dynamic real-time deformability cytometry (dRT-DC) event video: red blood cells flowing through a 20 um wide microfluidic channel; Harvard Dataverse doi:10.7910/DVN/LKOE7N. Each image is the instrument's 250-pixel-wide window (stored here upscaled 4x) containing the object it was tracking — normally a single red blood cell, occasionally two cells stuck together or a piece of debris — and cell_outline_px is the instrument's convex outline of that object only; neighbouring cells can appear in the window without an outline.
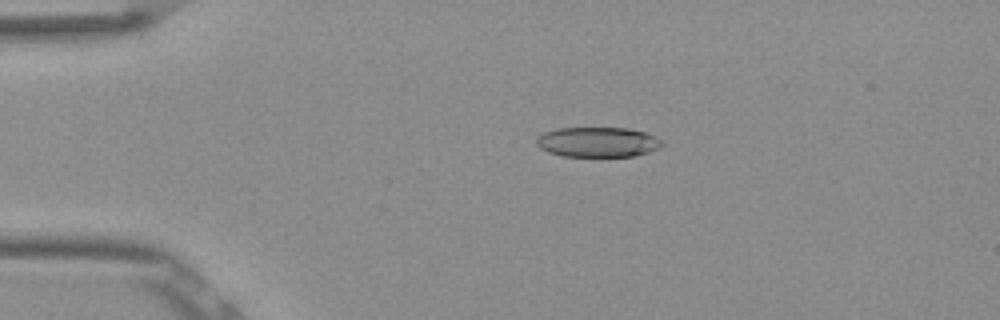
{"species": "Egyptian fruit bat (a non-hibernating species)", "species_latin": "Rousettus aegyptiacus", "temperature_condition": "room temperature", "stored_images_in_passage": 52, "camera_frame_rate_fps": 3000, "um_per_image_px": 0.085, "frame": {"image": 1, "passage_image": 11, "time_ms": 3.333, "image_size_px": [1000, 320], "cell_outline_px": [[664, 144], [660, 148], [648, 152], [632, 156], [560, 156], [548, 152], [540, 148], [536, 144], [536, 136], [544, 132], [556, 128], [628, 128], [644, 132], [664, 140]], "centroid_in_image_um": [50.79, 12.07], "position_along_channel_um": 34.2, "area_um2": 22.14}}
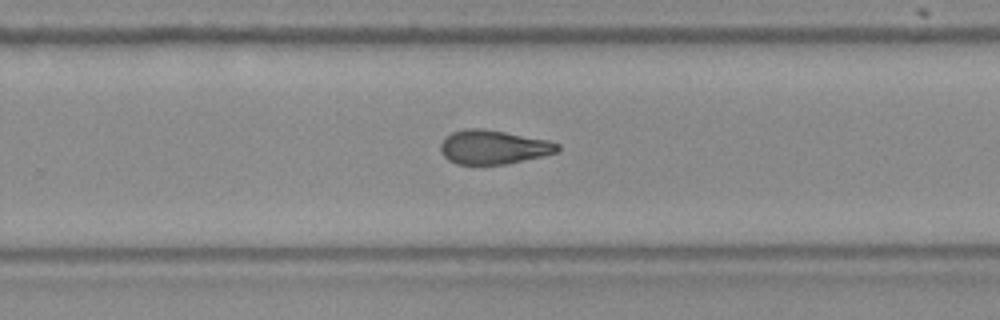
{"frame": {"image": 2, "passage_image": 34, "time_ms": 11.0, "image_size_px": [1000, 320], "cell_outline_px": [[560, 148], [556, 152], [508, 164], [456, 164], [448, 160], [440, 152], [440, 144], [444, 136], [452, 132], [468, 128], [480, 128], [504, 132], [548, 140], [560, 144]], "centroid_in_image_um": [41.89, 12.5], "position_along_channel_um": 287.9, "area_um2": 23.12}}
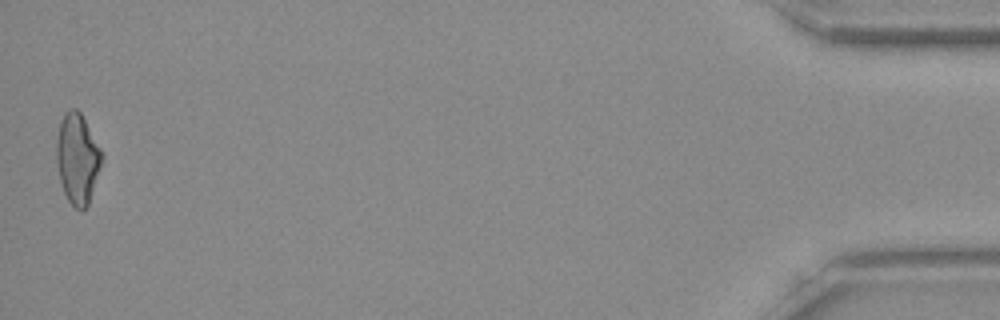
{"frame": {"image": 3, "passage_image": 52, "time_ms": 17.0, "image_size_px": [1000, 320], "cell_outline_px": [[104, 160], [88, 204], [84, 208], [76, 208], [68, 200], [64, 192], [60, 180], [56, 160], [56, 140], [60, 120], [64, 112], [68, 108], [76, 108], [80, 112], [100, 148], [104, 156]], "centroid_in_image_um": [6.58, 13.44], "position_along_channel_um": 428.6, "area_um2": 23.87}, "authors_computed_cell_mechanics": {"area_um2": 23.4957, "velocity_mm_per_s": 3.8726, "shape_relaxation_time_tau1_ms": 9.4872, "shape_relaxation_time_tau2_ms": 3.1641, "deformation_change_tau1": 0.2344, "deformation_change_tau2": 0.1172}}